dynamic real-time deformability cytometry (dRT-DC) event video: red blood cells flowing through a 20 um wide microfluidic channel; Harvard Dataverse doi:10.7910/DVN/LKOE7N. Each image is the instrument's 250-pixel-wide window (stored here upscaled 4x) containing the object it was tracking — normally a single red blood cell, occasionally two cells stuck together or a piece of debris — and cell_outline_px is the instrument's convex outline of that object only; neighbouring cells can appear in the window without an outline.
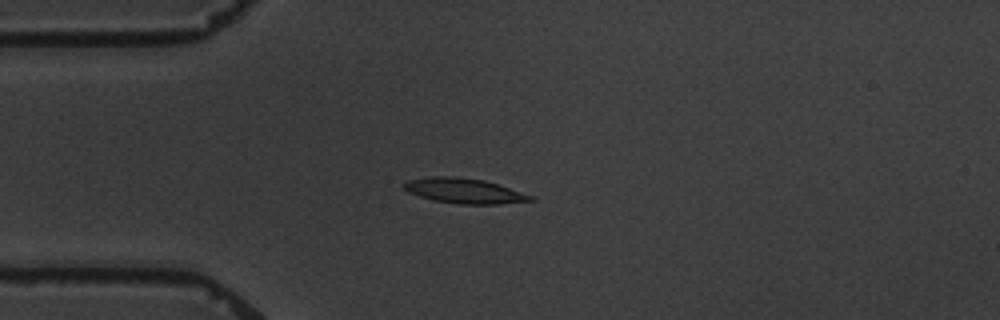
{"species": "common noctule bat (a hibernating species)", "species_latin": "Nyctalus noctula", "temperature_condition": "warm", "stored_images_in_passage": 8, "camera_frame_rate_fps": 3000, "um_per_image_px": 0.085, "animal": {"sex": "male", "body_mass_g": 19.5, "forearm_length_mm": 54.6}, "frame": {"image": 1, "passage_image": 5, "time_ms": 4.667, "image_size_px": [1000, 320], "cell_outline_px": [[536, 200], [500, 204], [460, 204], [432, 200], [408, 192], [400, 184], [408, 180], [428, 176], [452, 176], [484, 180], [532, 196]], "centroid_in_image_um": [39.39, 16.22], "position_along_channel_um": 45.6, "area_um2": 18.38}}
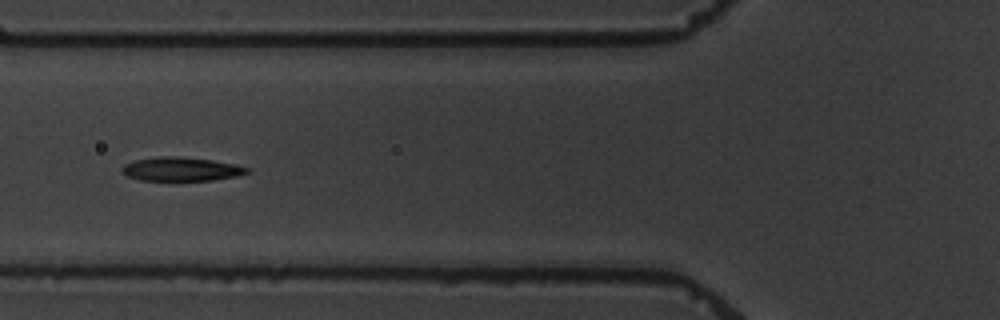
{"frame": {"image": 2, "passage_image": 7, "time_ms": 7.0, "image_size_px": [1000, 320], "cell_outline_px": [[252, 172], [236, 176], [212, 180], [140, 180], [128, 176], [120, 172], [120, 168], [124, 164], [136, 160], [156, 156], [172, 156], [212, 160], [236, 164], [252, 168]], "centroid_in_image_um": [15.42, 14.37], "position_along_channel_um": 110.4, "area_um2": 17.46}}
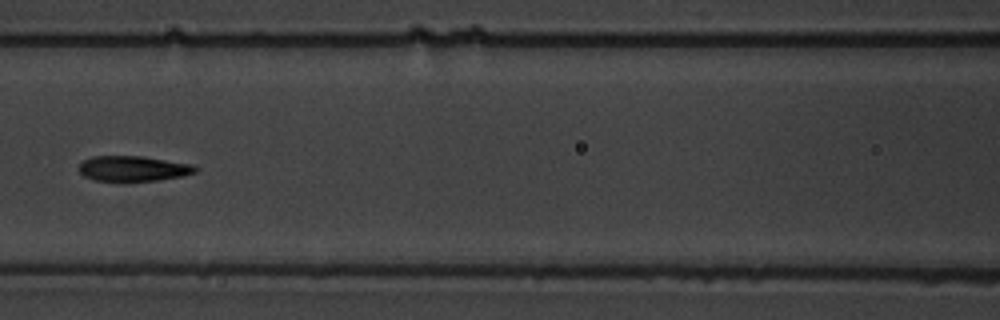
{"frame": {"image": 3, "passage_image": 8, "time_ms": 8.333, "image_size_px": [1000, 320], "cell_outline_px": [[200, 168], [196, 172], [184, 176], [156, 180], [96, 180], [84, 176], [80, 172], [80, 164], [84, 160], [92, 156], [140, 156], [192, 164]], "centroid_in_image_um": [11.36, 14.31], "position_along_channel_um": 155.2, "area_um2": 16.88}}